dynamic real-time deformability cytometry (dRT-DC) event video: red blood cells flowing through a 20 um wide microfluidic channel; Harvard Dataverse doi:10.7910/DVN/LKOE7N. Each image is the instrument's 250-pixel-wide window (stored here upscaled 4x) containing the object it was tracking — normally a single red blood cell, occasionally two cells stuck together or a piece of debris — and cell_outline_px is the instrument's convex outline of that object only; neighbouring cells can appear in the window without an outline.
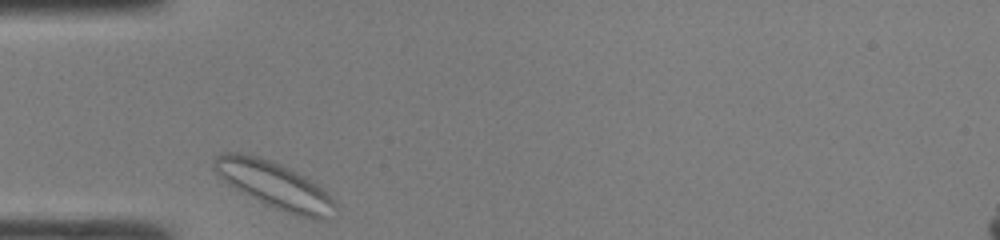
{"species": "common noctule bat (a hibernating species)", "species_latin": "Nyctalus noctula", "temperature_condition": "room temperature", "stored_images_in_passage": 27, "camera_frame_rate_fps": 3000, "um_per_image_px": 0.085, "animal": {"sex": "male", "body_mass_g": 19.0, "forearm_length_mm": 50.8}, "frame": {"image": 1, "passage_image": 1, "time_ms": 0.0, "image_size_px": [1000, 240], "cell_outline_px": [[336, 204], [328, 220], [312, 220], [276, 208], [228, 184], [212, 168], [212, 160], [220, 152], [240, 152], [260, 156], [272, 160], [304, 176], [332, 196]], "centroid_in_image_um": [23.32, 15.7], "position_along_channel_um": 61.7, "area_um2": 32.48}}
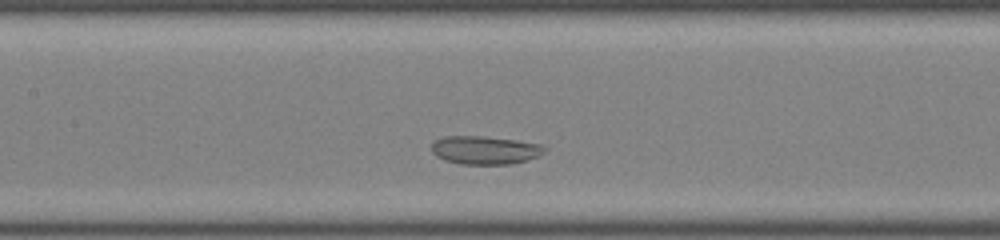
{"frame": {"image": 2, "passage_image": 10, "time_ms": 3.0, "image_size_px": [1000, 240], "cell_outline_px": [[548, 148], [540, 156], [528, 160], [512, 164], [460, 164], [436, 156], [432, 152], [432, 140], [444, 136], [484, 136], [516, 140], [544, 144]], "centroid_in_image_um": [41.27, 12.75], "position_along_channel_um": 166.1, "area_um2": 18.9}}
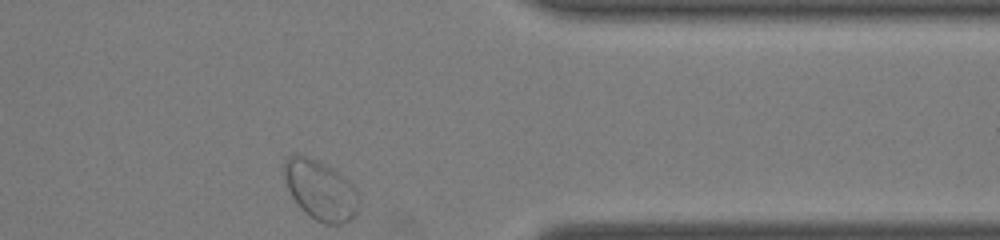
{"frame": {"image": 3, "passage_image": 27, "time_ms": 8.667, "image_size_px": [1000, 240], "cell_outline_px": [[360, 208], [348, 220], [340, 224], [324, 224], [316, 220], [300, 208], [292, 196], [288, 188], [284, 176], [284, 160], [292, 152], [316, 160], [332, 168], [348, 180], [360, 192]], "centroid_in_image_um": [27.26, 16.15], "position_along_channel_um": 384.1, "area_um2": 26.07}, "authors_computed_cell_mechanics": {"area_um2": 19.2474, "velocity_mm_per_s": 4.0298, "shape_relaxation_time_tau1_ms": 1.7479, "shape_relaxation_time_tau2_ms": null, "deformation_change_tau1": null, "deformation_change_tau2": null}}